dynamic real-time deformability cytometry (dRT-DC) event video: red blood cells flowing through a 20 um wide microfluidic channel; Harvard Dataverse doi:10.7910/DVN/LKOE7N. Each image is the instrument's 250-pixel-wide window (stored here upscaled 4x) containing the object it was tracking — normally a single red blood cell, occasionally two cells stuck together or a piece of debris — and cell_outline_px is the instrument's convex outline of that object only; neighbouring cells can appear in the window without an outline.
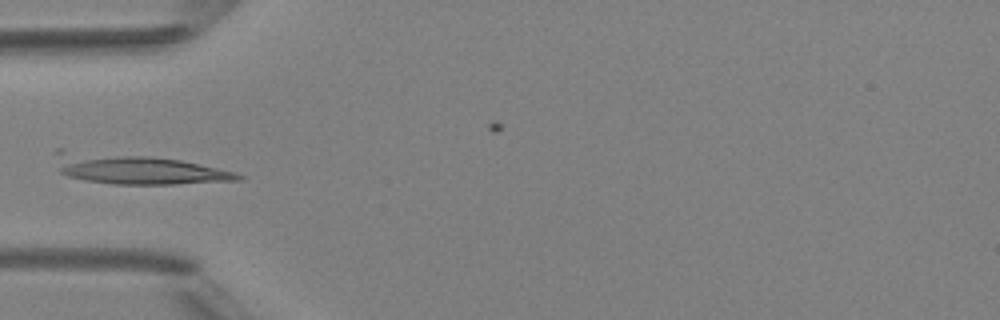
{"species": "Egyptian fruit bat (a non-hibernating species)", "species_latin": "Rousettus aegyptiacus", "temperature_condition": "room temperature", "stored_images_in_passage": 4, "camera_frame_rate_fps": 3000, "um_per_image_px": 0.085, "animal": {"sex": "female"}, "frame": {"image": 1, "passage_image": 3, "time_ms": 3.0, "image_size_px": [1000, 320], "cell_outline_px": [[244, 176], [240, 180], [176, 184], [112, 184], [84, 180], [68, 176], [60, 172], [56, 152], [56, 148], [64, 148], [148, 156], [180, 160], [236, 172]], "centroid_in_image_um": [11.58, 14.35], "position_along_channel_um": 73.4, "area_um2": 31.96}}